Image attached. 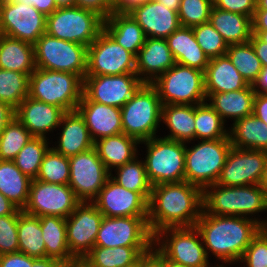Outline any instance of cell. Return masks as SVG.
Returning a JSON list of instances; mask_svg holds the SVG:
<instances>
[{"label":"cell","mask_w":267,"mask_h":267,"mask_svg":"<svg viewBox=\"0 0 267 267\" xmlns=\"http://www.w3.org/2000/svg\"><path fill=\"white\" fill-rule=\"evenodd\" d=\"M195 226L201 234L208 258L212 255L218 260L217 264L214 263L216 267L239 264L252 238L262 228L246 217L215 216L203 210Z\"/></svg>","instance_id":"6da1fadb"},{"label":"cell","mask_w":267,"mask_h":267,"mask_svg":"<svg viewBox=\"0 0 267 267\" xmlns=\"http://www.w3.org/2000/svg\"><path fill=\"white\" fill-rule=\"evenodd\" d=\"M203 210L202 190L187 181L152 186L148 226L154 235L168 227H193Z\"/></svg>","instance_id":"7a4b0ae2"},{"label":"cell","mask_w":267,"mask_h":267,"mask_svg":"<svg viewBox=\"0 0 267 267\" xmlns=\"http://www.w3.org/2000/svg\"><path fill=\"white\" fill-rule=\"evenodd\" d=\"M202 204L206 214L246 217L257 222L262 228H267V217L259 218V213L267 211V196L260 184L210 185L202 191ZM255 214H258L257 217Z\"/></svg>","instance_id":"3957f363"},{"label":"cell","mask_w":267,"mask_h":267,"mask_svg":"<svg viewBox=\"0 0 267 267\" xmlns=\"http://www.w3.org/2000/svg\"><path fill=\"white\" fill-rule=\"evenodd\" d=\"M83 87L84 80L75 73L36 68L29 77L28 97L71 112L77 110Z\"/></svg>","instance_id":"277c9868"},{"label":"cell","mask_w":267,"mask_h":267,"mask_svg":"<svg viewBox=\"0 0 267 267\" xmlns=\"http://www.w3.org/2000/svg\"><path fill=\"white\" fill-rule=\"evenodd\" d=\"M196 141L186 143L185 181L203 191L217 183L232 144L229 138Z\"/></svg>","instance_id":"5b68a950"},{"label":"cell","mask_w":267,"mask_h":267,"mask_svg":"<svg viewBox=\"0 0 267 267\" xmlns=\"http://www.w3.org/2000/svg\"><path fill=\"white\" fill-rule=\"evenodd\" d=\"M162 104L156 88L143 83L121 108L123 133L139 142L157 137Z\"/></svg>","instance_id":"8992f818"},{"label":"cell","mask_w":267,"mask_h":267,"mask_svg":"<svg viewBox=\"0 0 267 267\" xmlns=\"http://www.w3.org/2000/svg\"><path fill=\"white\" fill-rule=\"evenodd\" d=\"M140 144L147 149L143 160L152 186L185 181L186 143L159 135Z\"/></svg>","instance_id":"52a82bcc"},{"label":"cell","mask_w":267,"mask_h":267,"mask_svg":"<svg viewBox=\"0 0 267 267\" xmlns=\"http://www.w3.org/2000/svg\"><path fill=\"white\" fill-rule=\"evenodd\" d=\"M153 246L173 262L188 267H216L209 261L196 226L163 228L154 234Z\"/></svg>","instance_id":"ba28073f"},{"label":"cell","mask_w":267,"mask_h":267,"mask_svg":"<svg viewBox=\"0 0 267 267\" xmlns=\"http://www.w3.org/2000/svg\"><path fill=\"white\" fill-rule=\"evenodd\" d=\"M161 104L197 105L207 101L204 72L175 63L151 83Z\"/></svg>","instance_id":"9c48e42d"},{"label":"cell","mask_w":267,"mask_h":267,"mask_svg":"<svg viewBox=\"0 0 267 267\" xmlns=\"http://www.w3.org/2000/svg\"><path fill=\"white\" fill-rule=\"evenodd\" d=\"M103 22L92 11L78 6L62 7L47 16L46 33L88 47L103 30Z\"/></svg>","instance_id":"30bf717a"},{"label":"cell","mask_w":267,"mask_h":267,"mask_svg":"<svg viewBox=\"0 0 267 267\" xmlns=\"http://www.w3.org/2000/svg\"><path fill=\"white\" fill-rule=\"evenodd\" d=\"M35 66L44 70L75 73L83 80L87 72L88 47L44 33L34 44Z\"/></svg>","instance_id":"8fae6325"},{"label":"cell","mask_w":267,"mask_h":267,"mask_svg":"<svg viewBox=\"0 0 267 267\" xmlns=\"http://www.w3.org/2000/svg\"><path fill=\"white\" fill-rule=\"evenodd\" d=\"M136 73V56L120 46L104 29L88 46L85 76Z\"/></svg>","instance_id":"7c38bea8"},{"label":"cell","mask_w":267,"mask_h":267,"mask_svg":"<svg viewBox=\"0 0 267 267\" xmlns=\"http://www.w3.org/2000/svg\"><path fill=\"white\" fill-rule=\"evenodd\" d=\"M80 202L69 185L33 179L27 204L22 211L37 217L52 215L67 218Z\"/></svg>","instance_id":"4fadbf2b"},{"label":"cell","mask_w":267,"mask_h":267,"mask_svg":"<svg viewBox=\"0 0 267 267\" xmlns=\"http://www.w3.org/2000/svg\"><path fill=\"white\" fill-rule=\"evenodd\" d=\"M47 16L27 3L0 0V34L31 44L46 33Z\"/></svg>","instance_id":"5bb4252c"},{"label":"cell","mask_w":267,"mask_h":267,"mask_svg":"<svg viewBox=\"0 0 267 267\" xmlns=\"http://www.w3.org/2000/svg\"><path fill=\"white\" fill-rule=\"evenodd\" d=\"M69 186L81 202H92L110 177L95 147L69 157Z\"/></svg>","instance_id":"9a60e30c"},{"label":"cell","mask_w":267,"mask_h":267,"mask_svg":"<svg viewBox=\"0 0 267 267\" xmlns=\"http://www.w3.org/2000/svg\"><path fill=\"white\" fill-rule=\"evenodd\" d=\"M148 216L103 217L95 246H153L154 235L151 233Z\"/></svg>","instance_id":"2e32d148"},{"label":"cell","mask_w":267,"mask_h":267,"mask_svg":"<svg viewBox=\"0 0 267 267\" xmlns=\"http://www.w3.org/2000/svg\"><path fill=\"white\" fill-rule=\"evenodd\" d=\"M103 214L93 202H80L66 218L67 243L70 253L81 261L95 246Z\"/></svg>","instance_id":"e0dca14e"},{"label":"cell","mask_w":267,"mask_h":267,"mask_svg":"<svg viewBox=\"0 0 267 267\" xmlns=\"http://www.w3.org/2000/svg\"><path fill=\"white\" fill-rule=\"evenodd\" d=\"M142 84L136 73L85 76L83 94L90 101L122 108Z\"/></svg>","instance_id":"ac0fdd59"},{"label":"cell","mask_w":267,"mask_h":267,"mask_svg":"<svg viewBox=\"0 0 267 267\" xmlns=\"http://www.w3.org/2000/svg\"><path fill=\"white\" fill-rule=\"evenodd\" d=\"M267 161V151L231 147L216 184L245 186L260 184Z\"/></svg>","instance_id":"d6986e66"},{"label":"cell","mask_w":267,"mask_h":267,"mask_svg":"<svg viewBox=\"0 0 267 267\" xmlns=\"http://www.w3.org/2000/svg\"><path fill=\"white\" fill-rule=\"evenodd\" d=\"M105 217L148 216V201L109 177L92 201Z\"/></svg>","instance_id":"ffe728a7"},{"label":"cell","mask_w":267,"mask_h":267,"mask_svg":"<svg viewBox=\"0 0 267 267\" xmlns=\"http://www.w3.org/2000/svg\"><path fill=\"white\" fill-rule=\"evenodd\" d=\"M128 13L143 29L146 38L166 39L181 26L178 11H172L156 0H148Z\"/></svg>","instance_id":"44dd1931"},{"label":"cell","mask_w":267,"mask_h":267,"mask_svg":"<svg viewBox=\"0 0 267 267\" xmlns=\"http://www.w3.org/2000/svg\"><path fill=\"white\" fill-rule=\"evenodd\" d=\"M65 113L62 108L26 97L15 110V117L34 137L49 138Z\"/></svg>","instance_id":"7402d4cb"},{"label":"cell","mask_w":267,"mask_h":267,"mask_svg":"<svg viewBox=\"0 0 267 267\" xmlns=\"http://www.w3.org/2000/svg\"><path fill=\"white\" fill-rule=\"evenodd\" d=\"M77 111L84 118L93 141L123 133L121 108L90 101L84 94Z\"/></svg>","instance_id":"603a6c76"},{"label":"cell","mask_w":267,"mask_h":267,"mask_svg":"<svg viewBox=\"0 0 267 267\" xmlns=\"http://www.w3.org/2000/svg\"><path fill=\"white\" fill-rule=\"evenodd\" d=\"M166 39L146 38L136 56V74L143 83H153L175 65Z\"/></svg>","instance_id":"cb8c5ba5"},{"label":"cell","mask_w":267,"mask_h":267,"mask_svg":"<svg viewBox=\"0 0 267 267\" xmlns=\"http://www.w3.org/2000/svg\"><path fill=\"white\" fill-rule=\"evenodd\" d=\"M57 130L61 133L56 134H59L58 140L54 142L55 146L51 147L65 157L77 155L94 147V141L85 120L77 110L66 112Z\"/></svg>","instance_id":"d4e9b609"},{"label":"cell","mask_w":267,"mask_h":267,"mask_svg":"<svg viewBox=\"0 0 267 267\" xmlns=\"http://www.w3.org/2000/svg\"><path fill=\"white\" fill-rule=\"evenodd\" d=\"M204 81L207 98L212 93L241 90L249 86L226 54L209 60Z\"/></svg>","instance_id":"484cf974"},{"label":"cell","mask_w":267,"mask_h":267,"mask_svg":"<svg viewBox=\"0 0 267 267\" xmlns=\"http://www.w3.org/2000/svg\"><path fill=\"white\" fill-rule=\"evenodd\" d=\"M166 41L176 63L205 72L210 58L197 43L193 28L180 26Z\"/></svg>","instance_id":"4316f807"},{"label":"cell","mask_w":267,"mask_h":267,"mask_svg":"<svg viewBox=\"0 0 267 267\" xmlns=\"http://www.w3.org/2000/svg\"><path fill=\"white\" fill-rule=\"evenodd\" d=\"M139 145L140 142L137 139L124 133L103 137L94 142L99 158L110 173L115 168L132 161L138 155L141 156L138 150Z\"/></svg>","instance_id":"83f0119b"},{"label":"cell","mask_w":267,"mask_h":267,"mask_svg":"<svg viewBox=\"0 0 267 267\" xmlns=\"http://www.w3.org/2000/svg\"><path fill=\"white\" fill-rule=\"evenodd\" d=\"M256 93L252 87L230 92L212 93L207 102L227 123V119L237 121L238 119L253 114L254 99Z\"/></svg>","instance_id":"f1b7e54d"},{"label":"cell","mask_w":267,"mask_h":267,"mask_svg":"<svg viewBox=\"0 0 267 267\" xmlns=\"http://www.w3.org/2000/svg\"><path fill=\"white\" fill-rule=\"evenodd\" d=\"M103 29L124 49L137 56L146 36L129 13L113 12L103 22Z\"/></svg>","instance_id":"f546056e"},{"label":"cell","mask_w":267,"mask_h":267,"mask_svg":"<svg viewBox=\"0 0 267 267\" xmlns=\"http://www.w3.org/2000/svg\"><path fill=\"white\" fill-rule=\"evenodd\" d=\"M162 123L170 132L163 138L184 143L195 141V105H162Z\"/></svg>","instance_id":"4dcf8cb0"},{"label":"cell","mask_w":267,"mask_h":267,"mask_svg":"<svg viewBox=\"0 0 267 267\" xmlns=\"http://www.w3.org/2000/svg\"><path fill=\"white\" fill-rule=\"evenodd\" d=\"M152 248L153 246H94L81 261L87 267H126L137 262Z\"/></svg>","instance_id":"1f68e13d"},{"label":"cell","mask_w":267,"mask_h":267,"mask_svg":"<svg viewBox=\"0 0 267 267\" xmlns=\"http://www.w3.org/2000/svg\"><path fill=\"white\" fill-rule=\"evenodd\" d=\"M0 69L31 75L36 69L34 45L0 34Z\"/></svg>","instance_id":"d6a6232c"},{"label":"cell","mask_w":267,"mask_h":267,"mask_svg":"<svg viewBox=\"0 0 267 267\" xmlns=\"http://www.w3.org/2000/svg\"><path fill=\"white\" fill-rule=\"evenodd\" d=\"M209 22L228 45L248 42L253 34L251 17L223 11L214 6L211 10Z\"/></svg>","instance_id":"836d02e7"},{"label":"cell","mask_w":267,"mask_h":267,"mask_svg":"<svg viewBox=\"0 0 267 267\" xmlns=\"http://www.w3.org/2000/svg\"><path fill=\"white\" fill-rule=\"evenodd\" d=\"M42 237L46 246V258H54L68 265L78 261L69 251L66 234V218L40 217Z\"/></svg>","instance_id":"e575fe53"},{"label":"cell","mask_w":267,"mask_h":267,"mask_svg":"<svg viewBox=\"0 0 267 267\" xmlns=\"http://www.w3.org/2000/svg\"><path fill=\"white\" fill-rule=\"evenodd\" d=\"M230 125L228 137L233 147L267 151V125L259 118L252 114Z\"/></svg>","instance_id":"d590c367"},{"label":"cell","mask_w":267,"mask_h":267,"mask_svg":"<svg viewBox=\"0 0 267 267\" xmlns=\"http://www.w3.org/2000/svg\"><path fill=\"white\" fill-rule=\"evenodd\" d=\"M31 180L13 160H0V193L20 210L27 204Z\"/></svg>","instance_id":"8d00e7d4"},{"label":"cell","mask_w":267,"mask_h":267,"mask_svg":"<svg viewBox=\"0 0 267 267\" xmlns=\"http://www.w3.org/2000/svg\"><path fill=\"white\" fill-rule=\"evenodd\" d=\"M18 251L32 258H46V246L42 237L40 217L29 215L22 210L18 213Z\"/></svg>","instance_id":"74e56055"},{"label":"cell","mask_w":267,"mask_h":267,"mask_svg":"<svg viewBox=\"0 0 267 267\" xmlns=\"http://www.w3.org/2000/svg\"><path fill=\"white\" fill-rule=\"evenodd\" d=\"M142 159L137 156L123 166L115 168L113 170L115 174L110 173V177L125 189L140 193L149 202L152 185Z\"/></svg>","instance_id":"f35d334b"},{"label":"cell","mask_w":267,"mask_h":267,"mask_svg":"<svg viewBox=\"0 0 267 267\" xmlns=\"http://www.w3.org/2000/svg\"><path fill=\"white\" fill-rule=\"evenodd\" d=\"M228 125L207 101L195 105V141L229 138Z\"/></svg>","instance_id":"ab89813d"},{"label":"cell","mask_w":267,"mask_h":267,"mask_svg":"<svg viewBox=\"0 0 267 267\" xmlns=\"http://www.w3.org/2000/svg\"><path fill=\"white\" fill-rule=\"evenodd\" d=\"M226 55L243 76L249 85L257 80L262 71L260 59L256 56L255 50L250 41L245 43L230 44Z\"/></svg>","instance_id":"60d3db41"},{"label":"cell","mask_w":267,"mask_h":267,"mask_svg":"<svg viewBox=\"0 0 267 267\" xmlns=\"http://www.w3.org/2000/svg\"><path fill=\"white\" fill-rule=\"evenodd\" d=\"M51 142L53 143L50 138L33 136L13 159L14 164L30 179H36Z\"/></svg>","instance_id":"b9f144b4"},{"label":"cell","mask_w":267,"mask_h":267,"mask_svg":"<svg viewBox=\"0 0 267 267\" xmlns=\"http://www.w3.org/2000/svg\"><path fill=\"white\" fill-rule=\"evenodd\" d=\"M29 77L18 71L0 69V101L16 110L29 95Z\"/></svg>","instance_id":"7bdbcfd3"},{"label":"cell","mask_w":267,"mask_h":267,"mask_svg":"<svg viewBox=\"0 0 267 267\" xmlns=\"http://www.w3.org/2000/svg\"><path fill=\"white\" fill-rule=\"evenodd\" d=\"M33 135L14 117L0 134V160H13Z\"/></svg>","instance_id":"ee69618b"},{"label":"cell","mask_w":267,"mask_h":267,"mask_svg":"<svg viewBox=\"0 0 267 267\" xmlns=\"http://www.w3.org/2000/svg\"><path fill=\"white\" fill-rule=\"evenodd\" d=\"M69 177V157H65L50 147L42 160L36 180L68 185Z\"/></svg>","instance_id":"f6af8a7d"},{"label":"cell","mask_w":267,"mask_h":267,"mask_svg":"<svg viewBox=\"0 0 267 267\" xmlns=\"http://www.w3.org/2000/svg\"><path fill=\"white\" fill-rule=\"evenodd\" d=\"M213 0H181L178 18L182 27L193 28L209 22Z\"/></svg>","instance_id":"bcb514c9"},{"label":"cell","mask_w":267,"mask_h":267,"mask_svg":"<svg viewBox=\"0 0 267 267\" xmlns=\"http://www.w3.org/2000/svg\"><path fill=\"white\" fill-rule=\"evenodd\" d=\"M197 43L211 59L225 55L228 44L210 22L193 27Z\"/></svg>","instance_id":"7dc6e473"},{"label":"cell","mask_w":267,"mask_h":267,"mask_svg":"<svg viewBox=\"0 0 267 267\" xmlns=\"http://www.w3.org/2000/svg\"><path fill=\"white\" fill-rule=\"evenodd\" d=\"M240 263L243 267H267V228H261L252 238Z\"/></svg>","instance_id":"c3c4849f"},{"label":"cell","mask_w":267,"mask_h":267,"mask_svg":"<svg viewBox=\"0 0 267 267\" xmlns=\"http://www.w3.org/2000/svg\"><path fill=\"white\" fill-rule=\"evenodd\" d=\"M18 215L0 216V255L18 252Z\"/></svg>","instance_id":"681fc988"},{"label":"cell","mask_w":267,"mask_h":267,"mask_svg":"<svg viewBox=\"0 0 267 267\" xmlns=\"http://www.w3.org/2000/svg\"><path fill=\"white\" fill-rule=\"evenodd\" d=\"M250 43L263 66L252 87L256 94H267V43L262 42L255 34H252Z\"/></svg>","instance_id":"f907efd6"},{"label":"cell","mask_w":267,"mask_h":267,"mask_svg":"<svg viewBox=\"0 0 267 267\" xmlns=\"http://www.w3.org/2000/svg\"><path fill=\"white\" fill-rule=\"evenodd\" d=\"M214 7L228 12L239 13L253 19L256 0H213Z\"/></svg>","instance_id":"816d5d0a"},{"label":"cell","mask_w":267,"mask_h":267,"mask_svg":"<svg viewBox=\"0 0 267 267\" xmlns=\"http://www.w3.org/2000/svg\"><path fill=\"white\" fill-rule=\"evenodd\" d=\"M76 6L96 13L103 20L114 12L112 0H76Z\"/></svg>","instance_id":"f5cc1de1"},{"label":"cell","mask_w":267,"mask_h":267,"mask_svg":"<svg viewBox=\"0 0 267 267\" xmlns=\"http://www.w3.org/2000/svg\"><path fill=\"white\" fill-rule=\"evenodd\" d=\"M0 267H27V255L19 251L0 255Z\"/></svg>","instance_id":"db71d44e"},{"label":"cell","mask_w":267,"mask_h":267,"mask_svg":"<svg viewBox=\"0 0 267 267\" xmlns=\"http://www.w3.org/2000/svg\"><path fill=\"white\" fill-rule=\"evenodd\" d=\"M13 2L27 3L30 6H34L38 11L48 16L52 14L56 9L55 0H12Z\"/></svg>","instance_id":"11a10c76"},{"label":"cell","mask_w":267,"mask_h":267,"mask_svg":"<svg viewBox=\"0 0 267 267\" xmlns=\"http://www.w3.org/2000/svg\"><path fill=\"white\" fill-rule=\"evenodd\" d=\"M253 115L267 125V94H256Z\"/></svg>","instance_id":"9f6ffc18"},{"label":"cell","mask_w":267,"mask_h":267,"mask_svg":"<svg viewBox=\"0 0 267 267\" xmlns=\"http://www.w3.org/2000/svg\"><path fill=\"white\" fill-rule=\"evenodd\" d=\"M139 267H161V253L153 246L139 259Z\"/></svg>","instance_id":"6f0895ef"},{"label":"cell","mask_w":267,"mask_h":267,"mask_svg":"<svg viewBox=\"0 0 267 267\" xmlns=\"http://www.w3.org/2000/svg\"><path fill=\"white\" fill-rule=\"evenodd\" d=\"M61 261L54 258L35 259L27 255V267H64Z\"/></svg>","instance_id":"680465c9"},{"label":"cell","mask_w":267,"mask_h":267,"mask_svg":"<svg viewBox=\"0 0 267 267\" xmlns=\"http://www.w3.org/2000/svg\"><path fill=\"white\" fill-rule=\"evenodd\" d=\"M114 12L128 13L133 8L140 6L148 0H112Z\"/></svg>","instance_id":"91938a15"},{"label":"cell","mask_w":267,"mask_h":267,"mask_svg":"<svg viewBox=\"0 0 267 267\" xmlns=\"http://www.w3.org/2000/svg\"><path fill=\"white\" fill-rule=\"evenodd\" d=\"M14 117L15 109L0 101V134Z\"/></svg>","instance_id":"94428289"},{"label":"cell","mask_w":267,"mask_h":267,"mask_svg":"<svg viewBox=\"0 0 267 267\" xmlns=\"http://www.w3.org/2000/svg\"><path fill=\"white\" fill-rule=\"evenodd\" d=\"M19 211L20 209L0 193V216L18 215Z\"/></svg>","instance_id":"6125c7cd"},{"label":"cell","mask_w":267,"mask_h":267,"mask_svg":"<svg viewBox=\"0 0 267 267\" xmlns=\"http://www.w3.org/2000/svg\"><path fill=\"white\" fill-rule=\"evenodd\" d=\"M252 25L253 30H267V10H255Z\"/></svg>","instance_id":"be15d7a7"},{"label":"cell","mask_w":267,"mask_h":267,"mask_svg":"<svg viewBox=\"0 0 267 267\" xmlns=\"http://www.w3.org/2000/svg\"><path fill=\"white\" fill-rule=\"evenodd\" d=\"M159 3H163L166 7L172 11H178L181 0H156Z\"/></svg>","instance_id":"e7e4bbea"},{"label":"cell","mask_w":267,"mask_h":267,"mask_svg":"<svg viewBox=\"0 0 267 267\" xmlns=\"http://www.w3.org/2000/svg\"><path fill=\"white\" fill-rule=\"evenodd\" d=\"M161 267H188V266H185V265L180 264V263L173 262V261L165 258L161 254Z\"/></svg>","instance_id":"03108f58"},{"label":"cell","mask_w":267,"mask_h":267,"mask_svg":"<svg viewBox=\"0 0 267 267\" xmlns=\"http://www.w3.org/2000/svg\"><path fill=\"white\" fill-rule=\"evenodd\" d=\"M57 8L76 6V0H55Z\"/></svg>","instance_id":"003e7915"},{"label":"cell","mask_w":267,"mask_h":267,"mask_svg":"<svg viewBox=\"0 0 267 267\" xmlns=\"http://www.w3.org/2000/svg\"><path fill=\"white\" fill-rule=\"evenodd\" d=\"M260 186L263 188L267 196V161H266L265 169L263 171V175L260 181Z\"/></svg>","instance_id":"a7ac6f4b"},{"label":"cell","mask_w":267,"mask_h":267,"mask_svg":"<svg viewBox=\"0 0 267 267\" xmlns=\"http://www.w3.org/2000/svg\"><path fill=\"white\" fill-rule=\"evenodd\" d=\"M255 34L262 42L267 43V30H253Z\"/></svg>","instance_id":"89a4df30"},{"label":"cell","mask_w":267,"mask_h":267,"mask_svg":"<svg viewBox=\"0 0 267 267\" xmlns=\"http://www.w3.org/2000/svg\"><path fill=\"white\" fill-rule=\"evenodd\" d=\"M256 10H267V0H256Z\"/></svg>","instance_id":"2644e50d"},{"label":"cell","mask_w":267,"mask_h":267,"mask_svg":"<svg viewBox=\"0 0 267 267\" xmlns=\"http://www.w3.org/2000/svg\"><path fill=\"white\" fill-rule=\"evenodd\" d=\"M64 267H87L82 261H76L74 263L65 265Z\"/></svg>","instance_id":"8c879c8a"},{"label":"cell","mask_w":267,"mask_h":267,"mask_svg":"<svg viewBox=\"0 0 267 267\" xmlns=\"http://www.w3.org/2000/svg\"><path fill=\"white\" fill-rule=\"evenodd\" d=\"M126 267H139V260L129 266H126Z\"/></svg>","instance_id":"753ad0ef"}]
</instances>
